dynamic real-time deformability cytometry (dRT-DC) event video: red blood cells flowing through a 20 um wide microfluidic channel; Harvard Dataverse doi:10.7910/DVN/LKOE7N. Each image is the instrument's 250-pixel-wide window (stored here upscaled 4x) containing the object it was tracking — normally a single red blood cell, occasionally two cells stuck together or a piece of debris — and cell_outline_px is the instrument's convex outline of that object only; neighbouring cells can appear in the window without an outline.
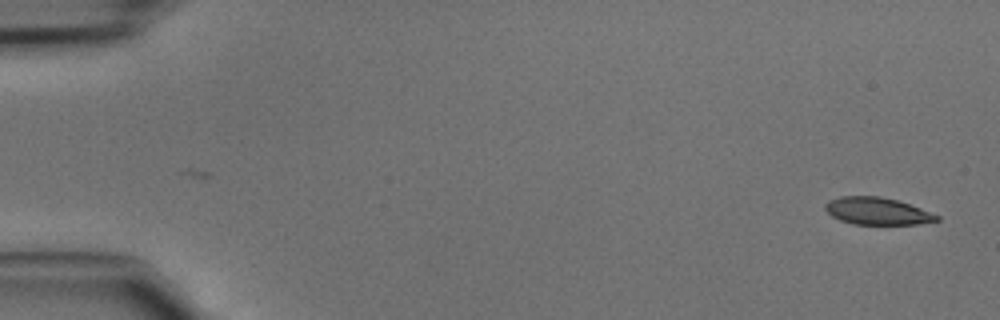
{"species": "common noctule bat (a hibernating species)", "species_latin": "Nyctalus noctula", "temperature_condition": "cold", "stored_images_in_passage": 45, "camera_frame_rate_fps": 3000, "um_per_image_px": 0.085, "animal": {"sex": "male", "body_mass_g": 15.6}, "frame": {"image": 1, "passage_image": 1, "time_ms": 0.0, "image_size_px": [1000, 320], "cell_outline_px": [[940, 220], [920, 224], [852, 224], [840, 220], [832, 216], [824, 208], [824, 204], [828, 200], [840, 196], [880, 196], [896, 200], [920, 208], [940, 216]], "centroid_in_image_um": [74.54, 17.94], "position_along_channel_um": 10.5, "area_um2": 17.69}}
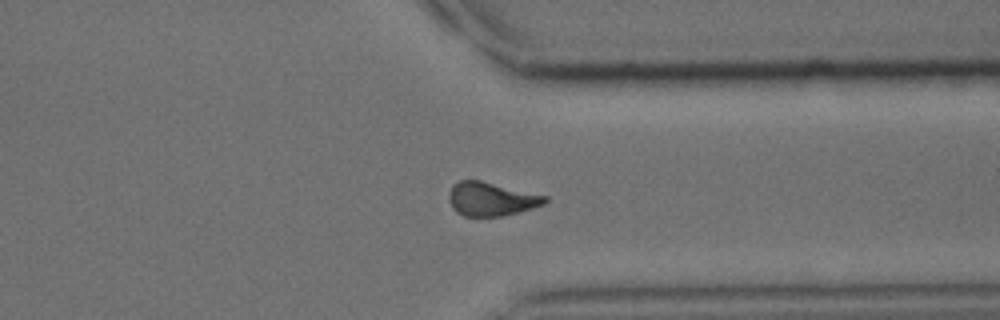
{"frame": {"image": 2, "passage_image": 35, "time_ms": 11.333, "image_size_px": [1000, 320], "cell_outline_px": [[548, 200], [544, 204], [532, 208], [500, 216], [464, 216], [456, 212], [452, 208], [448, 200], [448, 192], [452, 184], [460, 180], [480, 180], [548, 196]], "centroid_in_image_um": [41.71, 16.9], "position_along_channel_um": 369.7, "area_um2": 18.9}}
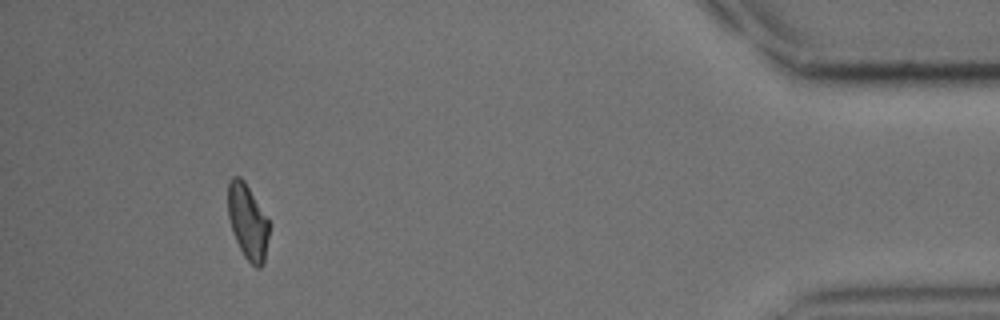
{"frame": {"image": 3, "passage_image": 42, "time_ms": 13.667, "image_size_px": [1000, 320], "cell_outline_px": [[272, 224], [264, 264], [260, 268], [256, 268], [244, 256], [232, 232], [228, 216], [228, 180], [232, 176], [240, 176], [244, 180]], "centroid_in_image_um": [21.09, 18.85], "position_along_channel_um": 414.1, "area_um2": 18.55}}